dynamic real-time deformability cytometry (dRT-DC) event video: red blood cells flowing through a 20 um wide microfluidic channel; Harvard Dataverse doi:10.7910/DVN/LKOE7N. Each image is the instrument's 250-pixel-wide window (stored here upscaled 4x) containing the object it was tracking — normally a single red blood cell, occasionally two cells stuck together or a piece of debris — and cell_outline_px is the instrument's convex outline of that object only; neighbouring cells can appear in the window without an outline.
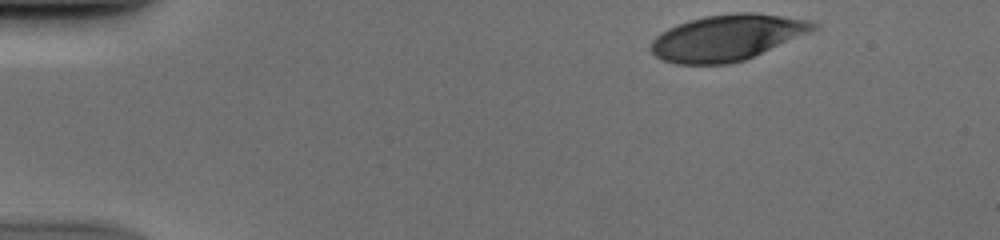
{"species": "human", "species_latin": "Homo sapiens", "temperature_condition": "cold", "stored_images_in_passage": 39, "camera_frame_rate_fps": 3000, "um_per_image_px": 0.085, "donor": {"sex": "male"}, "frame": {"image": 1, "passage_image": 1, "time_ms": 0.0, "image_size_px": [1000, 240], "cell_outline_px": [[820, 28], [812, 32], [744, 60], [728, 64], [676, 64], [664, 60], [656, 56], [648, 48], [652, 40], [660, 32], [668, 28], [688, 20], [704, 16], [736, 12], [756, 12], [808, 20], [820, 24]], "centroid_in_image_um": [61.82, 3.19], "position_along_channel_um": 23.2, "area_um2": 43.75}}
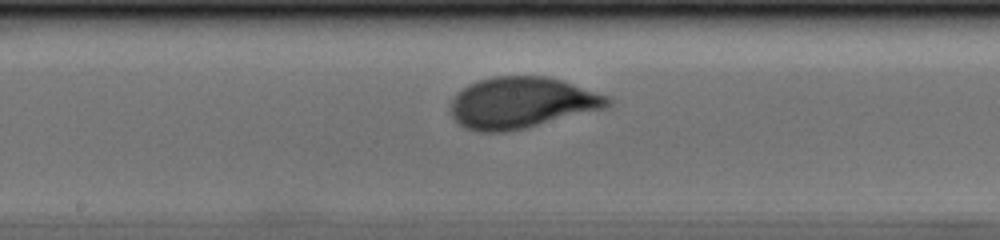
{"frame": {"image": 2, "passage_image": 22, "time_ms": 7.0, "image_size_px": [1000, 240], "cell_outline_px": [[612, 104], [608, 108], [524, 128], [504, 132], [480, 132], [464, 128], [452, 116], [448, 108], [448, 104], [456, 92], [468, 84], [476, 80], [492, 76], [548, 76], [608, 96], [612, 100]], "centroid_in_image_um": [44.29, 8.73], "position_along_channel_um": 203.9, "area_um2": 47.28}}
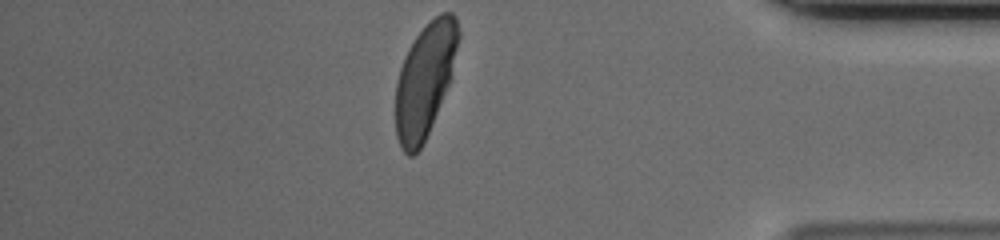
{"frame": {"image": 3, "passage_image": 39, "time_ms": 12.667, "image_size_px": [1000, 240], "cell_outline_px": [[460, 36], [452, 76], [428, 132], [420, 148], [412, 156], [408, 156], [400, 148], [396, 136], [396, 80], [404, 56], [408, 48], [416, 36], [440, 12], [452, 12], [456, 16], [460, 32]], "centroid_in_image_um": [36.12, 6.79], "position_along_channel_um": 399.1, "area_um2": 41.38}}